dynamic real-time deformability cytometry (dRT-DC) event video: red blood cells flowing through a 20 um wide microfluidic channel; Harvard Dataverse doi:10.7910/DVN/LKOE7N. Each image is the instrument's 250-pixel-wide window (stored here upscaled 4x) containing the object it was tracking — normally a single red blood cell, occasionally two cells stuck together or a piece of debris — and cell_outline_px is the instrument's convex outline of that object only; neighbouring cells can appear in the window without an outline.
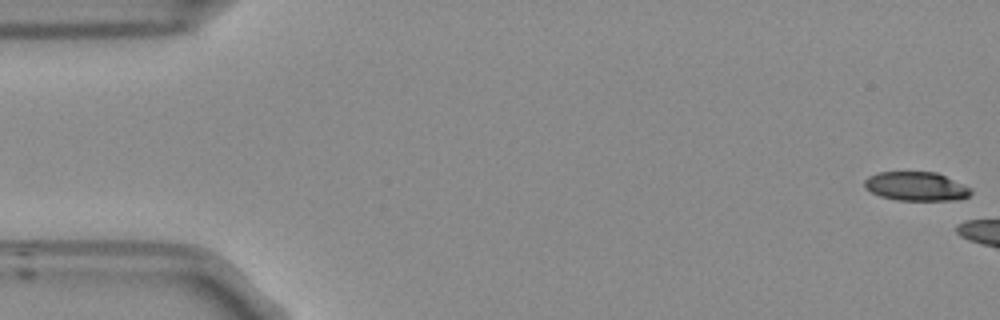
{"species": "Egyptian fruit bat (a non-hibernating species)", "species_latin": "Rousettus aegyptiacus", "temperature_condition": "room temperature", "stored_images_in_passage": 11, "camera_frame_rate_fps": 3000, "um_per_image_px": 0.085, "frame": {"image": 1, "passage_image": 1, "time_ms": 0.0, "image_size_px": [1000, 320], "cell_outline_px": [[972, 192], [968, 196], [960, 200], [896, 200], [880, 196], [864, 188], [864, 180], [868, 176], [876, 172], [936, 172], [972, 188]], "centroid_in_image_um": [77.86, 15.84], "position_along_channel_um": 7.1, "area_um2": 18.03}}